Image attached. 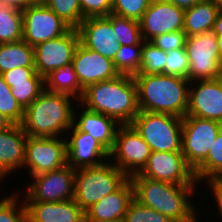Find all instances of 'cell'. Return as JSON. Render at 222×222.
I'll list each match as a JSON object with an SVG mask.
<instances>
[{
    "label": "cell",
    "mask_w": 222,
    "mask_h": 222,
    "mask_svg": "<svg viewBox=\"0 0 222 222\" xmlns=\"http://www.w3.org/2000/svg\"><path fill=\"white\" fill-rule=\"evenodd\" d=\"M76 100L44 90L25 110L22 127L31 137H59L73 126ZM72 105V106H71Z\"/></svg>",
    "instance_id": "277c9868"
},
{
    "label": "cell",
    "mask_w": 222,
    "mask_h": 222,
    "mask_svg": "<svg viewBox=\"0 0 222 222\" xmlns=\"http://www.w3.org/2000/svg\"><path fill=\"white\" fill-rule=\"evenodd\" d=\"M75 171L68 164L32 177L23 202H60L74 199Z\"/></svg>",
    "instance_id": "9c48e42d"
},
{
    "label": "cell",
    "mask_w": 222,
    "mask_h": 222,
    "mask_svg": "<svg viewBox=\"0 0 222 222\" xmlns=\"http://www.w3.org/2000/svg\"><path fill=\"white\" fill-rule=\"evenodd\" d=\"M139 111L184 117L188 108L190 81L166 74H136Z\"/></svg>",
    "instance_id": "7a4b0ae2"
},
{
    "label": "cell",
    "mask_w": 222,
    "mask_h": 222,
    "mask_svg": "<svg viewBox=\"0 0 222 222\" xmlns=\"http://www.w3.org/2000/svg\"><path fill=\"white\" fill-rule=\"evenodd\" d=\"M151 150L131 124L119 125L115 144L109 152L113 164L128 178L139 173L146 165Z\"/></svg>",
    "instance_id": "30bf717a"
},
{
    "label": "cell",
    "mask_w": 222,
    "mask_h": 222,
    "mask_svg": "<svg viewBox=\"0 0 222 222\" xmlns=\"http://www.w3.org/2000/svg\"><path fill=\"white\" fill-rule=\"evenodd\" d=\"M19 67L35 68L34 47L23 39L0 44V74Z\"/></svg>",
    "instance_id": "d4e9b609"
},
{
    "label": "cell",
    "mask_w": 222,
    "mask_h": 222,
    "mask_svg": "<svg viewBox=\"0 0 222 222\" xmlns=\"http://www.w3.org/2000/svg\"><path fill=\"white\" fill-rule=\"evenodd\" d=\"M128 177L108 160L98 166L75 171L74 200L86 212L108 194L116 191Z\"/></svg>",
    "instance_id": "5b68a950"
},
{
    "label": "cell",
    "mask_w": 222,
    "mask_h": 222,
    "mask_svg": "<svg viewBox=\"0 0 222 222\" xmlns=\"http://www.w3.org/2000/svg\"><path fill=\"white\" fill-rule=\"evenodd\" d=\"M167 52L143 40L141 66L138 74H165Z\"/></svg>",
    "instance_id": "d6a6232c"
},
{
    "label": "cell",
    "mask_w": 222,
    "mask_h": 222,
    "mask_svg": "<svg viewBox=\"0 0 222 222\" xmlns=\"http://www.w3.org/2000/svg\"><path fill=\"white\" fill-rule=\"evenodd\" d=\"M77 30L83 46L106 58L114 59L121 44L117 40L108 16L87 17Z\"/></svg>",
    "instance_id": "e0dca14e"
},
{
    "label": "cell",
    "mask_w": 222,
    "mask_h": 222,
    "mask_svg": "<svg viewBox=\"0 0 222 222\" xmlns=\"http://www.w3.org/2000/svg\"><path fill=\"white\" fill-rule=\"evenodd\" d=\"M74 71L83 89L97 82L115 79L120 74L113 60L91 51L80 42L73 55Z\"/></svg>",
    "instance_id": "ac0fdd59"
},
{
    "label": "cell",
    "mask_w": 222,
    "mask_h": 222,
    "mask_svg": "<svg viewBox=\"0 0 222 222\" xmlns=\"http://www.w3.org/2000/svg\"><path fill=\"white\" fill-rule=\"evenodd\" d=\"M0 113L12 124H22L24 119V109L12 95L2 74H0Z\"/></svg>",
    "instance_id": "836d02e7"
},
{
    "label": "cell",
    "mask_w": 222,
    "mask_h": 222,
    "mask_svg": "<svg viewBox=\"0 0 222 222\" xmlns=\"http://www.w3.org/2000/svg\"><path fill=\"white\" fill-rule=\"evenodd\" d=\"M166 75H175L188 79L189 62L185 49H173L167 52Z\"/></svg>",
    "instance_id": "74e56055"
},
{
    "label": "cell",
    "mask_w": 222,
    "mask_h": 222,
    "mask_svg": "<svg viewBox=\"0 0 222 222\" xmlns=\"http://www.w3.org/2000/svg\"><path fill=\"white\" fill-rule=\"evenodd\" d=\"M45 90L52 93H60L72 96L78 101L82 97L81 87L74 71L73 63L61 66L44 78Z\"/></svg>",
    "instance_id": "484cf974"
},
{
    "label": "cell",
    "mask_w": 222,
    "mask_h": 222,
    "mask_svg": "<svg viewBox=\"0 0 222 222\" xmlns=\"http://www.w3.org/2000/svg\"><path fill=\"white\" fill-rule=\"evenodd\" d=\"M184 11L170 2L152 0L139 20L142 39L150 41L164 33L183 31Z\"/></svg>",
    "instance_id": "2e32d148"
},
{
    "label": "cell",
    "mask_w": 222,
    "mask_h": 222,
    "mask_svg": "<svg viewBox=\"0 0 222 222\" xmlns=\"http://www.w3.org/2000/svg\"><path fill=\"white\" fill-rule=\"evenodd\" d=\"M198 183L205 179L207 183L222 178V127L212 144L206 159L194 170Z\"/></svg>",
    "instance_id": "4316f807"
},
{
    "label": "cell",
    "mask_w": 222,
    "mask_h": 222,
    "mask_svg": "<svg viewBox=\"0 0 222 222\" xmlns=\"http://www.w3.org/2000/svg\"><path fill=\"white\" fill-rule=\"evenodd\" d=\"M81 110L78 118L74 112L73 125L79 131L91 135L110 152L115 144L116 133L119 128L117 125L120 124L104 114L90 111L84 107Z\"/></svg>",
    "instance_id": "603a6c76"
},
{
    "label": "cell",
    "mask_w": 222,
    "mask_h": 222,
    "mask_svg": "<svg viewBox=\"0 0 222 222\" xmlns=\"http://www.w3.org/2000/svg\"><path fill=\"white\" fill-rule=\"evenodd\" d=\"M12 123L8 121L1 113H0V131L8 128Z\"/></svg>",
    "instance_id": "bcb514c9"
},
{
    "label": "cell",
    "mask_w": 222,
    "mask_h": 222,
    "mask_svg": "<svg viewBox=\"0 0 222 222\" xmlns=\"http://www.w3.org/2000/svg\"><path fill=\"white\" fill-rule=\"evenodd\" d=\"M188 62V80L220 78L221 59L218 52L217 36L211 31L191 35L184 46Z\"/></svg>",
    "instance_id": "52a82bcc"
},
{
    "label": "cell",
    "mask_w": 222,
    "mask_h": 222,
    "mask_svg": "<svg viewBox=\"0 0 222 222\" xmlns=\"http://www.w3.org/2000/svg\"><path fill=\"white\" fill-rule=\"evenodd\" d=\"M222 123L196 116H184L182 121V154L195 170L207 157Z\"/></svg>",
    "instance_id": "ba28073f"
},
{
    "label": "cell",
    "mask_w": 222,
    "mask_h": 222,
    "mask_svg": "<svg viewBox=\"0 0 222 222\" xmlns=\"http://www.w3.org/2000/svg\"><path fill=\"white\" fill-rule=\"evenodd\" d=\"M78 103L113 118L120 125L131 124L139 113L137 86L130 75H119L87 86Z\"/></svg>",
    "instance_id": "6da1fadb"
},
{
    "label": "cell",
    "mask_w": 222,
    "mask_h": 222,
    "mask_svg": "<svg viewBox=\"0 0 222 222\" xmlns=\"http://www.w3.org/2000/svg\"><path fill=\"white\" fill-rule=\"evenodd\" d=\"M208 184L210 186L208 189H211L210 191L213 193L211 195L215 197L216 204H218L217 208L222 215V178L212 180Z\"/></svg>",
    "instance_id": "b9f144b4"
},
{
    "label": "cell",
    "mask_w": 222,
    "mask_h": 222,
    "mask_svg": "<svg viewBox=\"0 0 222 222\" xmlns=\"http://www.w3.org/2000/svg\"><path fill=\"white\" fill-rule=\"evenodd\" d=\"M11 93L19 105L25 110L44 90V78L37 72L28 82L12 83Z\"/></svg>",
    "instance_id": "4dcf8cb0"
},
{
    "label": "cell",
    "mask_w": 222,
    "mask_h": 222,
    "mask_svg": "<svg viewBox=\"0 0 222 222\" xmlns=\"http://www.w3.org/2000/svg\"><path fill=\"white\" fill-rule=\"evenodd\" d=\"M163 1L170 2L178 7L186 9V8L192 7L196 3L202 2L204 0H163Z\"/></svg>",
    "instance_id": "ee69618b"
},
{
    "label": "cell",
    "mask_w": 222,
    "mask_h": 222,
    "mask_svg": "<svg viewBox=\"0 0 222 222\" xmlns=\"http://www.w3.org/2000/svg\"><path fill=\"white\" fill-rule=\"evenodd\" d=\"M36 73L35 68L19 67L7 72H4L2 76L9 87H12V83L28 82Z\"/></svg>",
    "instance_id": "60d3db41"
},
{
    "label": "cell",
    "mask_w": 222,
    "mask_h": 222,
    "mask_svg": "<svg viewBox=\"0 0 222 222\" xmlns=\"http://www.w3.org/2000/svg\"><path fill=\"white\" fill-rule=\"evenodd\" d=\"M131 177L198 186L194 170L187 164L182 152H151L146 165Z\"/></svg>",
    "instance_id": "7c38bea8"
},
{
    "label": "cell",
    "mask_w": 222,
    "mask_h": 222,
    "mask_svg": "<svg viewBox=\"0 0 222 222\" xmlns=\"http://www.w3.org/2000/svg\"><path fill=\"white\" fill-rule=\"evenodd\" d=\"M61 137L28 136L23 168L28 167L30 176L67 165V137Z\"/></svg>",
    "instance_id": "4fadbf2b"
},
{
    "label": "cell",
    "mask_w": 222,
    "mask_h": 222,
    "mask_svg": "<svg viewBox=\"0 0 222 222\" xmlns=\"http://www.w3.org/2000/svg\"><path fill=\"white\" fill-rule=\"evenodd\" d=\"M143 40L137 45H121L113 63L120 75L134 76L139 73L141 66Z\"/></svg>",
    "instance_id": "f1b7e54d"
},
{
    "label": "cell",
    "mask_w": 222,
    "mask_h": 222,
    "mask_svg": "<svg viewBox=\"0 0 222 222\" xmlns=\"http://www.w3.org/2000/svg\"><path fill=\"white\" fill-rule=\"evenodd\" d=\"M218 52L222 61V35L217 36Z\"/></svg>",
    "instance_id": "7dc6e473"
},
{
    "label": "cell",
    "mask_w": 222,
    "mask_h": 222,
    "mask_svg": "<svg viewBox=\"0 0 222 222\" xmlns=\"http://www.w3.org/2000/svg\"><path fill=\"white\" fill-rule=\"evenodd\" d=\"M23 40L30 46L58 38L71 27L49 9L41 0L22 11Z\"/></svg>",
    "instance_id": "8fae6325"
},
{
    "label": "cell",
    "mask_w": 222,
    "mask_h": 222,
    "mask_svg": "<svg viewBox=\"0 0 222 222\" xmlns=\"http://www.w3.org/2000/svg\"><path fill=\"white\" fill-rule=\"evenodd\" d=\"M82 15L87 17L108 16L111 13L112 0H79Z\"/></svg>",
    "instance_id": "ab89813d"
},
{
    "label": "cell",
    "mask_w": 222,
    "mask_h": 222,
    "mask_svg": "<svg viewBox=\"0 0 222 222\" xmlns=\"http://www.w3.org/2000/svg\"><path fill=\"white\" fill-rule=\"evenodd\" d=\"M27 138L21 124L0 131V182L14 170L23 169Z\"/></svg>",
    "instance_id": "44dd1931"
},
{
    "label": "cell",
    "mask_w": 222,
    "mask_h": 222,
    "mask_svg": "<svg viewBox=\"0 0 222 222\" xmlns=\"http://www.w3.org/2000/svg\"><path fill=\"white\" fill-rule=\"evenodd\" d=\"M187 35L183 31H173L158 35L149 42L165 52L173 49H184Z\"/></svg>",
    "instance_id": "f35d334b"
},
{
    "label": "cell",
    "mask_w": 222,
    "mask_h": 222,
    "mask_svg": "<svg viewBox=\"0 0 222 222\" xmlns=\"http://www.w3.org/2000/svg\"><path fill=\"white\" fill-rule=\"evenodd\" d=\"M212 32L216 35H222V9L219 10Z\"/></svg>",
    "instance_id": "f6af8a7d"
},
{
    "label": "cell",
    "mask_w": 222,
    "mask_h": 222,
    "mask_svg": "<svg viewBox=\"0 0 222 222\" xmlns=\"http://www.w3.org/2000/svg\"><path fill=\"white\" fill-rule=\"evenodd\" d=\"M71 28L77 29L85 19L79 0H41Z\"/></svg>",
    "instance_id": "1f68e13d"
},
{
    "label": "cell",
    "mask_w": 222,
    "mask_h": 222,
    "mask_svg": "<svg viewBox=\"0 0 222 222\" xmlns=\"http://www.w3.org/2000/svg\"><path fill=\"white\" fill-rule=\"evenodd\" d=\"M190 85L186 116L222 123V78L195 80Z\"/></svg>",
    "instance_id": "9a60e30c"
},
{
    "label": "cell",
    "mask_w": 222,
    "mask_h": 222,
    "mask_svg": "<svg viewBox=\"0 0 222 222\" xmlns=\"http://www.w3.org/2000/svg\"><path fill=\"white\" fill-rule=\"evenodd\" d=\"M80 42L77 29L34 47L35 70L45 78L56 68L72 63L76 47Z\"/></svg>",
    "instance_id": "5bb4252c"
},
{
    "label": "cell",
    "mask_w": 222,
    "mask_h": 222,
    "mask_svg": "<svg viewBox=\"0 0 222 222\" xmlns=\"http://www.w3.org/2000/svg\"><path fill=\"white\" fill-rule=\"evenodd\" d=\"M67 164L74 170L98 166L110 159L109 151L86 132L79 131L74 125L68 130ZM71 134V135H70Z\"/></svg>",
    "instance_id": "d6986e66"
},
{
    "label": "cell",
    "mask_w": 222,
    "mask_h": 222,
    "mask_svg": "<svg viewBox=\"0 0 222 222\" xmlns=\"http://www.w3.org/2000/svg\"><path fill=\"white\" fill-rule=\"evenodd\" d=\"M27 222H85V212L74 199L60 202H25Z\"/></svg>",
    "instance_id": "7402d4cb"
},
{
    "label": "cell",
    "mask_w": 222,
    "mask_h": 222,
    "mask_svg": "<svg viewBox=\"0 0 222 222\" xmlns=\"http://www.w3.org/2000/svg\"><path fill=\"white\" fill-rule=\"evenodd\" d=\"M212 1L215 5H217L220 9H222V0H209Z\"/></svg>",
    "instance_id": "c3c4849f"
},
{
    "label": "cell",
    "mask_w": 222,
    "mask_h": 222,
    "mask_svg": "<svg viewBox=\"0 0 222 222\" xmlns=\"http://www.w3.org/2000/svg\"><path fill=\"white\" fill-rule=\"evenodd\" d=\"M151 2L152 0H112L111 13L139 21Z\"/></svg>",
    "instance_id": "8d00e7d4"
},
{
    "label": "cell",
    "mask_w": 222,
    "mask_h": 222,
    "mask_svg": "<svg viewBox=\"0 0 222 222\" xmlns=\"http://www.w3.org/2000/svg\"><path fill=\"white\" fill-rule=\"evenodd\" d=\"M14 195L5 196L0 200V222H27L25 202L22 205L19 204L17 194L15 193Z\"/></svg>",
    "instance_id": "d590c367"
},
{
    "label": "cell",
    "mask_w": 222,
    "mask_h": 222,
    "mask_svg": "<svg viewBox=\"0 0 222 222\" xmlns=\"http://www.w3.org/2000/svg\"><path fill=\"white\" fill-rule=\"evenodd\" d=\"M112 29L121 45L131 46L139 44L143 39L140 22L110 13Z\"/></svg>",
    "instance_id": "f546056e"
},
{
    "label": "cell",
    "mask_w": 222,
    "mask_h": 222,
    "mask_svg": "<svg viewBox=\"0 0 222 222\" xmlns=\"http://www.w3.org/2000/svg\"><path fill=\"white\" fill-rule=\"evenodd\" d=\"M220 8L204 0L184 11L183 32L188 36L211 32Z\"/></svg>",
    "instance_id": "cb8c5ba5"
},
{
    "label": "cell",
    "mask_w": 222,
    "mask_h": 222,
    "mask_svg": "<svg viewBox=\"0 0 222 222\" xmlns=\"http://www.w3.org/2000/svg\"><path fill=\"white\" fill-rule=\"evenodd\" d=\"M133 199V185L128 178L116 191L102 198L85 212V222H122Z\"/></svg>",
    "instance_id": "ffe728a7"
},
{
    "label": "cell",
    "mask_w": 222,
    "mask_h": 222,
    "mask_svg": "<svg viewBox=\"0 0 222 222\" xmlns=\"http://www.w3.org/2000/svg\"><path fill=\"white\" fill-rule=\"evenodd\" d=\"M37 0H0V3L5 6H11L18 10H25L28 6L34 4Z\"/></svg>",
    "instance_id": "7bdbcfd3"
},
{
    "label": "cell",
    "mask_w": 222,
    "mask_h": 222,
    "mask_svg": "<svg viewBox=\"0 0 222 222\" xmlns=\"http://www.w3.org/2000/svg\"><path fill=\"white\" fill-rule=\"evenodd\" d=\"M182 117L139 111L131 125L151 152H181Z\"/></svg>",
    "instance_id": "8992f818"
},
{
    "label": "cell",
    "mask_w": 222,
    "mask_h": 222,
    "mask_svg": "<svg viewBox=\"0 0 222 222\" xmlns=\"http://www.w3.org/2000/svg\"><path fill=\"white\" fill-rule=\"evenodd\" d=\"M122 222H172L167 216L133 199Z\"/></svg>",
    "instance_id": "e575fe53"
},
{
    "label": "cell",
    "mask_w": 222,
    "mask_h": 222,
    "mask_svg": "<svg viewBox=\"0 0 222 222\" xmlns=\"http://www.w3.org/2000/svg\"><path fill=\"white\" fill-rule=\"evenodd\" d=\"M23 39L22 11L0 3V44Z\"/></svg>",
    "instance_id": "83f0119b"
},
{
    "label": "cell",
    "mask_w": 222,
    "mask_h": 222,
    "mask_svg": "<svg viewBox=\"0 0 222 222\" xmlns=\"http://www.w3.org/2000/svg\"><path fill=\"white\" fill-rule=\"evenodd\" d=\"M134 199L167 216L172 222H196V208L189 201L195 185H178L146 177H129ZM190 195V196H189ZM189 198V199H188Z\"/></svg>",
    "instance_id": "3957f363"
},
{
    "label": "cell",
    "mask_w": 222,
    "mask_h": 222,
    "mask_svg": "<svg viewBox=\"0 0 222 222\" xmlns=\"http://www.w3.org/2000/svg\"><path fill=\"white\" fill-rule=\"evenodd\" d=\"M220 78H222V63H221V72H220Z\"/></svg>",
    "instance_id": "681fc988"
}]
</instances>
